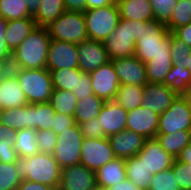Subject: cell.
<instances>
[{
	"instance_id": "obj_6",
	"label": "cell",
	"mask_w": 191,
	"mask_h": 190,
	"mask_svg": "<svg viewBox=\"0 0 191 190\" xmlns=\"http://www.w3.org/2000/svg\"><path fill=\"white\" fill-rule=\"evenodd\" d=\"M88 39L104 41L112 32L120 20V12L115 1L105 7L94 8L83 12Z\"/></svg>"
},
{
	"instance_id": "obj_11",
	"label": "cell",
	"mask_w": 191,
	"mask_h": 190,
	"mask_svg": "<svg viewBox=\"0 0 191 190\" xmlns=\"http://www.w3.org/2000/svg\"><path fill=\"white\" fill-rule=\"evenodd\" d=\"M46 68L48 70L79 68L77 44L51 39Z\"/></svg>"
},
{
	"instance_id": "obj_17",
	"label": "cell",
	"mask_w": 191,
	"mask_h": 190,
	"mask_svg": "<svg viewBox=\"0 0 191 190\" xmlns=\"http://www.w3.org/2000/svg\"><path fill=\"white\" fill-rule=\"evenodd\" d=\"M95 186V171L82 164L61 169L59 184L61 190H93Z\"/></svg>"
},
{
	"instance_id": "obj_57",
	"label": "cell",
	"mask_w": 191,
	"mask_h": 190,
	"mask_svg": "<svg viewBox=\"0 0 191 190\" xmlns=\"http://www.w3.org/2000/svg\"><path fill=\"white\" fill-rule=\"evenodd\" d=\"M9 67L5 64L0 62V79L7 73Z\"/></svg>"
},
{
	"instance_id": "obj_15",
	"label": "cell",
	"mask_w": 191,
	"mask_h": 190,
	"mask_svg": "<svg viewBox=\"0 0 191 190\" xmlns=\"http://www.w3.org/2000/svg\"><path fill=\"white\" fill-rule=\"evenodd\" d=\"M160 115L139 106L128 110L126 130H131L146 139L155 138L158 134Z\"/></svg>"
},
{
	"instance_id": "obj_47",
	"label": "cell",
	"mask_w": 191,
	"mask_h": 190,
	"mask_svg": "<svg viewBox=\"0 0 191 190\" xmlns=\"http://www.w3.org/2000/svg\"><path fill=\"white\" fill-rule=\"evenodd\" d=\"M78 101H82L85 97L93 95L91 80L89 73L81 72L77 78L76 91L73 92Z\"/></svg>"
},
{
	"instance_id": "obj_32",
	"label": "cell",
	"mask_w": 191,
	"mask_h": 190,
	"mask_svg": "<svg viewBox=\"0 0 191 190\" xmlns=\"http://www.w3.org/2000/svg\"><path fill=\"white\" fill-rule=\"evenodd\" d=\"M173 62L171 57H154L145 63L149 83L163 84Z\"/></svg>"
},
{
	"instance_id": "obj_49",
	"label": "cell",
	"mask_w": 191,
	"mask_h": 190,
	"mask_svg": "<svg viewBox=\"0 0 191 190\" xmlns=\"http://www.w3.org/2000/svg\"><path fill=\"white\" fill-rule=\"evenodd\" d=\"M75 124V120L73 116L56 113V118L53 122L52 131L58 135L61 131L70 128Z\"/></svg>"
},
{
	"instance_id": "obj_4",
	"label": "cell",
	"mask_w": 191,
	"mask_h": 190,
	"mask_svg": "<svg viewBox=\"0 0 191 190\" xmlns=\"http://www.w3.org/2000/svg\"><path fill=\"white\" fill-rule=\"evenodd\" d=\"M142 26H146V22L120 18L115 30L103 41L110 61L135 54V44L140 38Z\"/></svg>"
},
{
	"instance_id": "obj_19",
	"label": "cell",
	"mask_w": 191,
	"mask_h": 190,
	"mask_svg": "<svg viewBox=\"0 0 191 190\" xmlns=\"http://www.w3.org/2000/svg\"><path fill=\"white\" fill-rule=\"evenodd\" d=\"M128 111L121 105L106 101L97 118L106 137L117 134L126 129Z\"/></svg>"
},
{
	"instance_id": "obj_9",
	"label": "cell",
	"mask_w": 191,
	"mask_h": 190,
	"mask_svg": "<svg viewBox=\"0 0 191 190\" xmlns=\"http://www.w3.org/2000/svg\"><path fill=\"white\" fill-rule=\"evenodd\" d=\"M181 130L191 131V101L184 95H177L171 106L160 114L158 134H172Z\"/></svg>"
},
{
	"instance_id": "obj_29",
	"label": "cell",
	"mask_w": 191,
	"mask_h": 190,
	"mask_svg": "<svg viewBox=\"0 0 191 190\" xmlns=\"http://www.w3.org/2000/svg\"><path fill=\"white\" fill-rule=\"evenodd\" d=\"M144 86L123 84L119 85L113 101L121 105L125 110L139 107L142 103Z\"/></svg>"
},
{
	"instance_id": "obj_43",
	"label": "cell",
	"mask_w": 191,
	"mask_h": 190,
	"mask_svg": "<svg viewBox=\"0 0 191 190\" xmlns=\"http://www.w3.org/2000/svg\"><path fill=\"white\" fill-rule=\"evenodd\" d=\"M153 13L154 19L163 23H166L178 3V0H149Z\"/></svg>"
},
{
	"instance_id": "obj_41",
	"label": "cell",
	"mask_w": 191,
	"mask_h": 190,
	"mask_svg": "<svg viewBox=\"0 0 191 190\" xmlns=\"http://www.w3.org/2000/svg\"><path fill=\"white\" fill-rule=\"evenodd\" d=\"M20 182L15 163L0 162V190H16Z\"/></svg>"
},
{
	"instance_id": "obj_44",
	"label": "cell",
	"mask_w": 191,
	"mask_h": 190,
	"mask_svg": "<svg viewBox=\"0 0 191 190\" xmlns=\"http://www.w3.org/2000/svg\"><path fill=\"white\" fill-rule=\"evenodd\" d=\"M171 169L180 189L191 190V168H188V164L175 159Z\"/></svg>"
},
{
	"instance_id": "obj_31",
	"label": "cell",
	"mask_w": 191,
	"mask_h": 190,
	"mask_svg": "<svg viewBox=\"0 0 191 190\" xmlns=\"http://www.w3.org/2000/svg\"><path fill=\"white\" fill-rule=\"evenodd\" d=\"M36 129L26 128L17 132L14 149L18 157H30L38 153Z\"/></svg>"
},
{
	"instance_id": "obj_58",
	"label": "cell",
	"mask_w": 191,
	"mask_h": 190,
	"mask_svg": "<svg viewBox=\"0 0 191 190\" xmlns=\"http://www.w3.org/2000/svg\"><path fill=\"white\" fill-rule=\"evenodd\" d=\"M189 101H191V82L187 86L185 93L183 94Z\"/></svg>"
},
{
	"instance_id": "obj_34",
	"label": "cell",
	"mask_w": 191,
	"mask_h": 190,
	"mask_svg": "<svg viewBox=\"0 0 191 190\" xmlns=\"http://www.w3.org/2000/svg\"><path fill=\"white\" fill-rule=\"evenodd\" d=\"M53 90L76 91L77 78L82 72L79 68L49 70Z\"/></svg>"
},
{
	"instance_id": "obj_2",
	"label": "cell",
	"mask_w": 191,
	"mask_h": 190,
	"mask_svg": "<svg viewBox=\"0 0 191 190\" xmlns=\"http://www.w3.org/2000/svg\"><path fill=\"white\" fill-rule=\"evenodd\" d=\"M15 168L21 181L30 180L59 187L61 168L52 154L38 152L30 157H18Z\"/></svg>"
},
{
	"instance_id": "obj_28",
	"label": "cell",
	"mask_w": 191,
	"mask_h": 190,
	"mask_svg": "<svg viewBox=\"0 0 191 190\" xmlns=\"http://www.w3.org/2000/svg\"><path fill=\"white\" fill-rule=\"evenodd\" d=\"M40 2L36 13L32 16L37 26L47 27L65 11L63 0H41Z\"/></svg>"
},
{
	"instance_id": "obj_14",
	"label": "cell",
	"mask_w": 191,
	"mask_h": 190,
	"mask_svg": "<svg viewBox=\"0 0 191 190\" xmlns=\"http://www.w3.org/2000/svg\"><path fill=\"white\" fill-rule=\"evenodd\" d=\"M118 76L120 85L145 86L148 83L145 63L135 55L117 58L111 61Z\"/></svg>"
},
{
	"instance_id": "obj_48",
	"label": "cell",
	"mask_w": 191,
	"mask_h": 190,
	"mask_svg": "<svg viewBox=\"0 0 191 190\" xmlns=\"http://www.w3.org/2000/svg\"><path fill=\"white\" fill-rule=\"evenodd\" d=\"M7 20L0 16V62L5 63L9 68L12 61V51L5 42Z\"/></svg>"
},
{
	"instance_id": "obj_30",
	"label": "cell",
	"mask_w": 191,
	"mask_h": 190,
	"mask_svg": "<svg viewBox=\"0 0 191 190\" xmlns=\"http://www.w3.org/2000/svg\"><path fill=\"white\" fill-rule=\"evenodd\" d=\"M105 102L104 99L97 97L95 94L85 97L82 101H78L74 115L75 123L79 125L96 118Z\"/></svg>"
},
{
	"instance_id": "obj_5",
	"label": "cell",
	"mask_w": 191,
	"mask_h": 190,
	"mask_svg": "<svg viewBox=\"0 0 191 190\" xmlns=\"http://www.w3.org/2000/svg\"><path fill=\"white\" fill-rule=\"evenodd\" d=\"M27 97L28 103L49 102L53 92L51 73L47 68H9Z\"/></svg>"
},
{
	"instance_id": "obj_35",
	"label": "cell",
	"mask_w": 191,
	"mask_h": 190,
	"mask_svg": "<svg viewBox=\"0 0 191 190\" xmlns=\"http://www.w3.org/2000/svg\"><path fill=\"white\" fill-rule=\"evenodd\" d=\"M77 98L71 91L53 90L49 103L56 113H61L69 116L75 115L77 106Z\"/></svg>"
},
{
	"instance_id": "obj_1",
	"label": "cell",
	"mask_w": 191,
	"mask_h": 190,
	"mask_svg": "<svg viewBox=\"0 0 191 190\" xmlns=\"http://www.w3.org/2000/svg\"><path fill=\"white\" fill-rule=\"evenodd\" d=\"M51 37L46 27L36 26L34 30L12 52L10 68H46Z\"/></svg>"
},
{
	"instance_id": "obj_7",
	"label": "cell",
	"mask_w": 191,
	"mask_h": 190,
	"mask_svg": "<svg viewBox=\"0 0 191 190\" xmlns=\"http://www.w3.org/2000/svg\"><path fill=\"white\" fill-rule=\"evenodd\" d=\"M51 39L74 44L88 39L83 12L65 10L47 27Z\"/></svg>"
},
{
	"instance_id": "obj_38",
	"label": "cell",
	"mask_w": 191,
	"mask_h": 190,
	"mask_svg": "<svg viewBox=\"0 0 191 190\" xmlns=\"http://www.w3.org/2000/svg\"><path fill=\"white\" fill-rule=\"evenodd\" d=\"M191 23V0H178L170 19L165 23L172 33L176 28Z\"/></svg>"
},
{
	"instance_id": "obj_39",
	"label": "cell",
	"mask_w": 191,
	"mask_h": 190,
	"mask_svg": "<svg viewBox=\"0 0 191 190\" xmlns=\"http://www.w3.org/2000/svg\"><path fill=\"white\" fill-rule=\"evenodd\" d=\"M0 16L7 21L32 17L24 0H0Z\"/></svg>"
},
{
	"instance_id": "obj_33",
	"label": "cell",
	"mask_w": 191,
	"mask_h": 190,
	"mask_svg": "<svg viewBox=\"0 0 191 190\" xmlns=\"http://www.w3.org/2000/svg\"><path fill=\"white\" fill-rule=\"evenodd\" d=\"M16 130L0 123V162L15 163L18 154L14 149Z\"/></svg>"
},
{
	"instance_id": "obj_40",
	"label": "cell",
	"mask_w": 191,
	"mask_h": 190,
	"mask_svg": "<svg viewBox=\"0 0 191 190\" xmlns=\"http://www.w3.org/2000/svg\"><path fill=\"white\" fill-rule=\"evenodd\" d=\"M170 52L172 62L176 67L187 68V59L188 55L191 54V47L179 40L173 33H170Z\"/></svg>"
},
{
	"instance_id": "obj_8",
	"label": "cell",
	"mask_w": 191,
	"mask_h": 190,
	"mask_svg": "<svg viewBox=\"0 0 191 190\" xmlns=\"http://www.w3.org/2000/svg\"><path fill=\"white\" fill-rule=\"evenodd\" d=\"M83 140L84 136L77 123L57 135L52 155L61 169L80 164Z\"/></svg>"
},
{
	"instance_id": "obj_3",
	"label": "cell",
	"mask_w": 191,
	"mask_h": 190,
	"mask_svg": "<svg viewBox=\"0 0 191 190\" xmlns=\"http://www.w3.org/2000/svg\"><path fill=\"white\" fill-rule=\"evenodd\" d=\"M170 53V31L166 24L155 19L146 22L136 40L134 55L146 63L154 57H171Z\"/></svg>"
},
{
	"instance_id": "obj_23",
	"label": "cell",
	"mask_w": 191,
	"mask_h": 190,
	"mask_svg": "<svg viewBox=\"0 0 191 190\" xmlns=\"http://www.w3.org/2000/svg\"><path fill=\"white\" fill-rule=\"evenodd\" d=\"M28 128L37 131L51 130L56 118V112L49 102L27 104Z\"/></svg>"
},
{
	"instance_id": "obj_18",
	"label": "cell",
	"mask_w": 191,
	"mask_h": 190,
	"mask_svg": "<svg viewBox=\"0 0 191 190\" xmlns=\"http://www.w3.org/2000/svg\"><path fill=\"white\" fill-rule=\"evenodd\" d=\"M177 94L168 86L157 83H147L143 89V98L140 106L157 114H162L170 106Z\"/></svg>"
},
{
	"instance_id": "obj_50",
	"label": "cell",
	"mask_w": 191,
	"mask_h": 190,
	"mask_svg": "<svg viewBox=\"0 0 191 190\" xmlns=\"http://www.w3.org/2000/svg\"><path fill=\"white\" fill-rule=\"evenodd\" d=\"M172 33L191 47V23L176 28Z\"/></svg>"
},
{
	"instance_id": "obj_53",
	"label": "cell",
	"mask_w": 191,
	"mask_h": 190,
	"mask_svg": "<svg viewBox=\"0 0 191 190\" xmlns=\"http://www.w3.org/2000/svg\"><path fill=\"white\" fill-rule=\"evenodd\" d=\"M176 160L188 164V168H191V143L181 151Z\"/></svg>"
},
{
	"instance_id": "obj_26",
	"label": "cell",
	"mask_w": 191,
	"mask_h": 190,
	"mask_svg": "<svg viewBox=\"0 0 191 190\" xmlns=\"http://www.w3.org/2000/svg\"><path fill=\"white\" fill-rule=\"evenodd\" d=\"M155 138L161 147L176 159L181 151L191 143V131L181 130L172 134H157Z\"/></svg>"
},
{
	"instance_id": "obj_13",
	"label": "cell",
	"mask_w": 191,
	"mask_h": 190,
	"mask_svg": "<svg viewBox=\"0 0 191 190\" xmlns=\"http://www.w3.org/2000/svg\"><path fill=\"white\" fill-rule=\"evenodd\" d=\"M137 156L152 175L170 169L175 160L161 147L156 138L146 139Z\"/></svg>"
},
{
	"instance_id": "obj_12",
	"label": "cell",
	"mask_w": 191,
	"mask_h": 190,
	"mask_svg": "<svg viewBox=\"0 0 191 190\" xmlns=\"http://www.w3.org/2000/svg\"><path fill=\"white\" fill-rule=\"evenodd\" d=\"M89 75L93 93L105 101L113 100L120 85L113 63L109 61Z\"/></svg>"
},
{
	"instance_id": "obj_46",
	"label": "cell",
	"mask_w": 191,
	"mask_h": 190,
	"mask_svg": "<svg viewBox=\"0 0 191 190\" xmlns=\"http://www.w3.org/2000/svg\"><path fill=\"white\" fill-rule=\"evenodd\" d=\"M79 126L84 138H91V139L106 138L103 129L99 124V119L97 117L89 121L80 123Z\"/></svg>"
},
{
	"instance_id": "obj_45",
	"label": "cell",
	"mask_w": 191,
	"mask_h": 190,
	"mask_svg": "<svg viewBox=\"0 0 191 190\" xmlns=\"http://www.w3.org/2000/svg\"><path fill=\"white\" fill-rule=\"evenodd\" d=\"M38 151L52 154L56 145L57 135L52 130L36 131Z\"/></svg>"
},
{
	"instance_id": "obj_51",
	"label": "cell",
	"mask_w": 191,
	"mask_h": 190,
	"mask_svg": "<svg viewBox=\"0 0 191 190\" xmlns=\"http://www.w3.org/2000/svg\"><path fill=\"white\" fill-rule=\"evenodd\" d=\"M54 187H51L46 184L36 183L30 180L21 181L16 190H53Z\"/></svg>"
},
{
	"instance_id": "obj_25",
	"label": "cell",
	"mask_w": 191,
	"mask_h": 190,
	"mask_svg": "<svg viewBox=\"0 0 191 190\" xmlns=\"http://www.w3.org/2000/svg\"><path fill=\"white\" fill-rule=\"evenodd\" d=\"M96 185L111 187L127 179L125 159L114 158L95 172Z\"/></svg>"
},
{
	"instance_id": "obj_27",
	"label": "cell",
	"mask_w": 191,
	"mask_h": 190,
	"mask_svg": "<svg viewBox=\"0 0 191 190\" xmlns=\"http://www.w3.org/2000/svg\"><path fill=\"white\" fill-rule=\"evenodd\" d=\"M125 169L127 179L138 188L142 190L149 188L153 175L149 173V170L137 155L125 159Z\"/></svg>"
},
{
	"instance_id": "obj_54",
	"label": "cell",
	"mask_w": 191,
	"mask_h": 190,
	"mask_svg": "<svg viewBox=\"0 0 191 190\" xmlns=\"http://www.w3.org/2000/svg\"><path fill=\"white\" fill-rule=\"evenodd\" d=\"M112 190H142L138 188L134 183L130 180L126 179L116 185L110 187Z\"/></svg>"
},
{
	"instance_id": "obj_56",
	"label": "cell",
	"mask_w": 191,
	"mask_h": 190,
	"mask_svg": "<svg viewBox=\"0 0 191 190\" xmlns=\"http://www.w3.org/2000/svg\"><path fill=\"white\" fill-rule=\"evenodd\" d=\"M24 1L27 5L29 13L33 16L36 13V11L41 3L40 2L41 0H24Z\"/></svg>"
},
{
	"instance_id": "obj_36",
	"label": "cell",
	"mask_w": 191,
	"mask_h": 190,
	"mask_svg": "<svg viewBox=\"0 0 191 190\" xmlns=\"http://www.w3.org/2000/svg\"><path fill=\"white\" fill-rule=\"evenodd\" d=\"M0 123L16 131L28 128L27 105L0 110Z\"/></svg>"
},
{
	"instance_id": "obj_55",
	"label": "cell",
	"mask_w": 191,
	"mask_h": 190,
	"mask_svg": "<svg viewBox=\"0 0 191 190\" xmlns=\"http://www.w3.org/2000/svg\"><path fill=\"white\" fill-rule=\"evenodd\" d=\"M116 0H87V10L105 7L113 4Z\"/></svg>"
},
{
	"instance_id": "obj_60",
	"label": "cell",
	"mask_w": 191,
	"mask_h": 190,
	"mask_svg": "<svg viewBox=\"0 0 191 190\" xmlns=\"http://www.w3.org/2000/svg\"><path fill=\"white\" fill-rule=\"evenodd\" d=\"M187 69L190 71L191 73V54L188 55V59H187Z\"/></svg>"
},
{
	"instance_id": "obj_20",
	"label": "cell",
	"mask_w": 191,
	"mask_h": 190,
	"mask_svg": "<svg viewBox=\"0 0 191 190\" xmlns=\"http://www.w3.org/2000/svg\"><path fill=\"white\" fill-rule=\"evenodd\" d=\"M107 138L115 156L123 159L137 155L146 140L142 135L126 129Z\"/></svg>"
},
{
	"instance_id": "obj_21",
	"label": "cell",
	"mask_w": 191,
	"mask_h": 190,
	"mask_svg": "<svg viewBox=\"0 0 191 190\" xmlns=\"http://www.w3.org/2000/svg\"><path fill=\"white\" fill-rule=\"evenodd\" d=\"M27 104V97L16 76L8 70L0 79V110L12 109Z\"/></svg>"
},
{
	"instance_id": "obj_52",
	"label": "cell",
	"mask_w": 191,
	"mask_h": 190,
	"mask_svg": "<svg viewBox=\"0 0 191 190\" xmlns=\"http://www.w3.org/2000/svg\"><path fill=\"white\" fill-rule=\"evenodd\" d=\"M65 10L85 12L87 10V0H63Z\"/></svg>"
},
{
	"instance_id": "obj_10",
	"label": "cell",
	"mask_w": 191,
	"mask_h": 190,
	"mask_svg": "<svg viewBox=\"0 0 191 190\" xmlns=\"http://www.w3.org/2000/svg\"><path fill=\"white\" fill-rule=\"evenodd\" d=\"M116 158L108 138H84L81 148L80 164L97 171Z\"/></svg>"
},
{
	"instance_id": "obj_59",
	"label": "cell",
	"mask_w": 191,
	"mask_h": 190,
	"mask_svg": "<svg viewBox=\"0 0 191 190\" xmlns=\"http://www.w3.org/2000/svg\"><path fill=\"white\" fill-rule=\"evenodd\" d=\"M93 190H112L110 187H103L96 185Z\"/></svg>"
},
{
	"instance_id": "obj_16",
	"label": "cell",
	"mask_w": 191,
	"mask_h": 190,
	"mask_svg": "<svg viewBox=\"0 0 191 190\" xmlns=\"http://www.w3.org/2000/svg\"><path fill=\"white\" fill-rule=\"evenodd\" d=\"M79 69L90 73L107 64L110 59L102 41L87 39L77 44Z\"/></svg>"
},
{
	"instance_id": "obj_24",
	"label": "cell",
	"mask_w": 191,
	"mask_h": 190,
	"mask_svg": "<svg viewBox=\"0 0 191 190\" xmlns=\"http://www.w3.org/2000/svg\"><path fill=\"white\" fill-rule=\"evenodd\" d=\"M36 26L37 24L33 17L7 21L5 42L10 50L13 52Z\"/></svg>"
},
{
	"instance_id": "obj_37",
	"label": "cell",
	"mask_w": 191,
	"mask_h": 190,
	"mask_svg": "<svg viewBox=\"0 0 191 190\" xmlns=\"http://www.w3.org/2000/svg\"><path fill=\"white\" fill-rule=\"evenodd\" d=\"M191 82V73L187 68L176 67L174 64L166 75L164 85L177 95H183Z\"/></svg>"
},
{
	"instance_id": "obj_22",
	"label": "cell",
	"mask_w": 191,
	"mask_h": 190,
	"mask_svg": "<svg viewBox=\"0 0 191 190\" xmlns=\"http://www.w3.org/2000/svg\"><path fill=\"white\" fill-rule=\"evenodd\" d=\"M116 2L122 19L142 22L154 20L149 0H116Z\"/></svg>"
},
{
	"instance_id": "obj_42",
	"label": "cell",
	"mask_w": 191,
	"mask_h": 190,
	"mask_svg": "<svg viewBox=\"0 0 191 190\" xmlns=\"http://www.w3.org/2000/svg\"><path fill=\"white\" fill-rule=\"evenodd\" d=\"M150 190H181L172 169L154 174L149 185Z\"/></svg>"
}]
</instances>
